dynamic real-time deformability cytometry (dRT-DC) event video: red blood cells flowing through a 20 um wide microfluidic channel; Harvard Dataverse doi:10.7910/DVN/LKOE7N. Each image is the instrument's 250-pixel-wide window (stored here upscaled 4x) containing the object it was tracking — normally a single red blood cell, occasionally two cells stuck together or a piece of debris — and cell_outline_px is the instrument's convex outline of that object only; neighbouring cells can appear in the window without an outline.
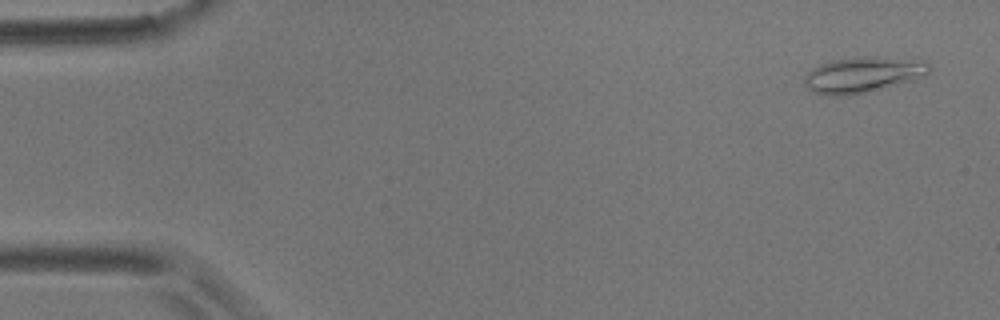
{"species": "common noctule bat (a hibernating species)", "species_latin": "Nyctalus noctula", "temperature_condition": "room temperature", "stored_images_in_passage": 49, "camera_frame_rate_fps": 3000, "um_per_image_px": 0.085, "animal": {"sex": "male", "body_mass_g": 17.9}, "frame": {"image": 1, "passage_image": 3, "time_ms": 0.667, "image_size_px": [1000, 320], "cell_outline_px": [[928, 72], [916, 80], [868, 92], [840, 96], [832, 96], [812, 92], [804, 84], [804, 80], [808, 72], [812, 68], [820, 64], [832, 60], [864, 56], [916, 56], [924, 60], [928, 64]], "centroid_in_image_um": [73.42, 6.32], "position_along_channel_um": 11.6, "area_um2": 26.65}}
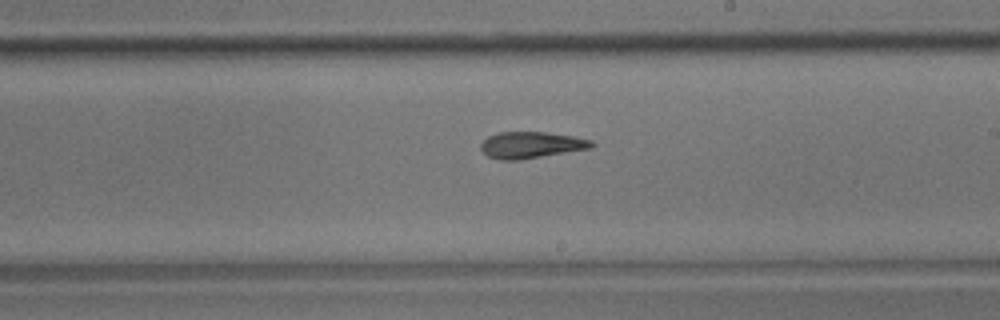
{"frame": {"image": 2, "passage_image": 32, "time_ms": 10.333, "image_size_px": [1000, 320], "cell_outline_px": [[596, 144], [592, 148], [520, 160], [500, 160], [488, 156], [480, 148], [480, 144], [488, 136], [500, 132], [544, 132], [572, 136], [592, 140]], "centroid_in_image_um": [45.16, 12.33], "position_along_channel_um": 243.8, "area_um2": 17.11}}
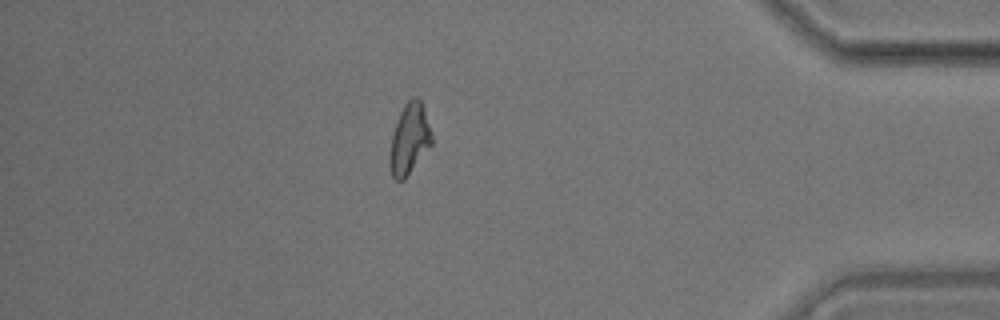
{"frame": {"image": 3, "passage_image": 48, "time_ms": 15.667, "image_size_px": [1000, 320], "cell_outline_px": [[432, 144], [404, 180], [396, 180], [392, 176], [388, 164], [388, 156], [392, 132], [400, 112], [404, 104], [412, 96], [420, 96], [432, 136]], "centroid_in_image_um": [34.77, 11.81], "position_along_channel_um": 400.4, "area_um2": 17.51}}